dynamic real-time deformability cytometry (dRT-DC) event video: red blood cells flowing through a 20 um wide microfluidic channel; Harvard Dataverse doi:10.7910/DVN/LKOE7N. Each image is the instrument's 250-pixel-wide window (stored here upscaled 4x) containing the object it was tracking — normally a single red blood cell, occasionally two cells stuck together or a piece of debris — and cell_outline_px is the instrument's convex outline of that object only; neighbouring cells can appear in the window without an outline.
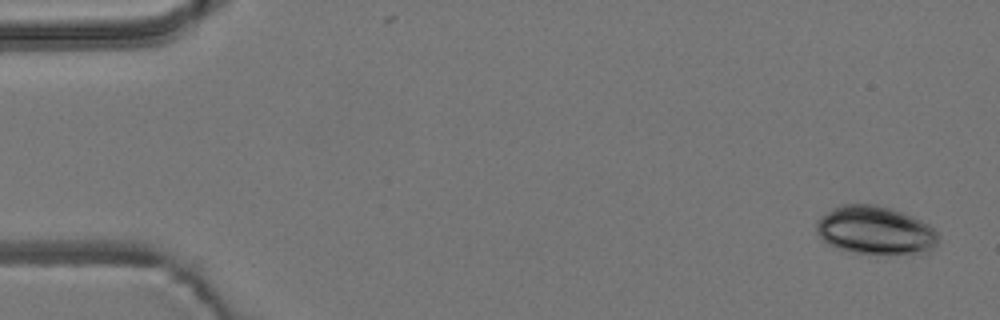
{"species": "common noctule bat (a hibernating species)", "species_latin": "Nyctalus noctula", "temperature_condition": "room temperature", "stored_images_in_passage": 5, "camera_frame_rate_fps": 3000, "um_per_image_px": 0.085, "animal": {"sex": "male", "body_mass_g": 19.2, "forearm_length_mm": 51.8}, "frame": {"image": 1, "passage_image": 1, "time_ms": 0.0, "image_size_px": [1000, 320], "cell_outline_px": [[940, 240], [928, 252], [840, 252], [824, 240], [816, 232], [816, 220], [820, 216], [832, 208], [840, 204], [876, 204], [892, 208], [912, 216], [928, 224], [940, 236]], "centroid_in_image_um": [74.35, 19.54], "position_along_channel_um": 10.7, "area_um2": 34.16}}
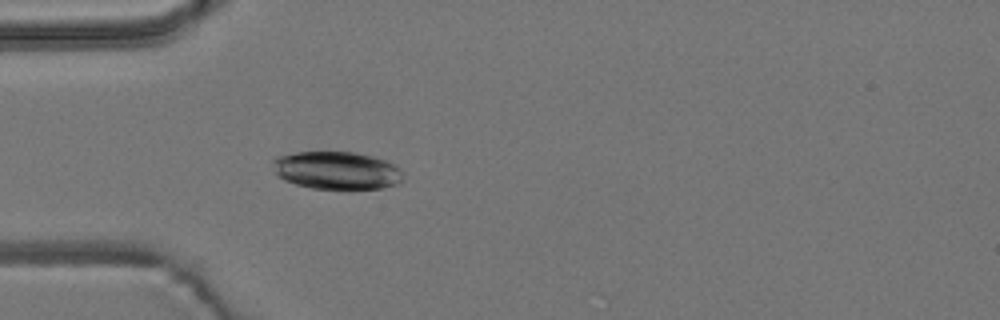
{"frame": {"image": 2, "passage_image": 5, "time_ms": 1.333, "image_size_px": [1000, 320], "cell_outline_px": [[404, 180], [400, 184], [380, 188], [348, 192], [312, 188], [296, 184], [284, 180], [276, 176], [272, 160], [276, 156], [296, 152], [356, 152], [372, 156], [396, 164], [400, 168], [404, 176]], "centroid_in_image_um": [28.67, 14.53], "position_along_channel_um": 56.3, "area_um2": 29.88}}